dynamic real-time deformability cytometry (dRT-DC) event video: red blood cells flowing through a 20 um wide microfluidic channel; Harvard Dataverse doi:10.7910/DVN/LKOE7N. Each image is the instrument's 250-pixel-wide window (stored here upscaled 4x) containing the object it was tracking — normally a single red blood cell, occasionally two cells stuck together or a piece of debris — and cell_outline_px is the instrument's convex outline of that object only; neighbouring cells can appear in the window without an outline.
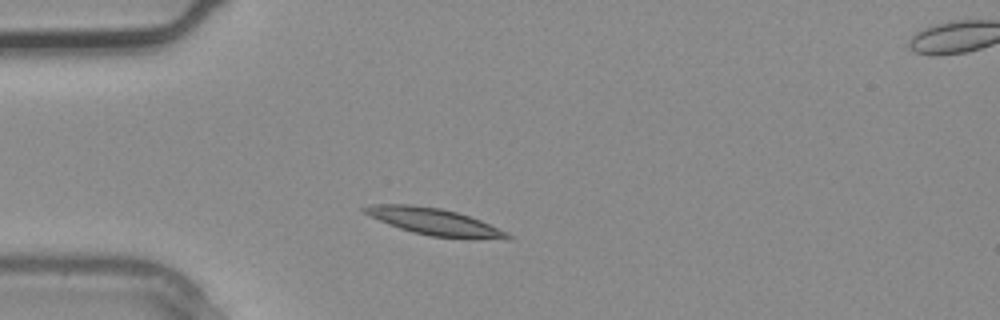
{"species": "common noctule bat (a hibernating species)", "species_latin": "Nyctalus noctula", "temperature_condition": "warm", "stored_images_in_passage": 3, "camera_frame_rate_fps": 3000, "um_per_image_px": 0.085, "animal": {"sex": "male", "body_mass_g": 20.4}, "frame": {"image": 1, "passage_image": 2, "time_ms": 0.333, "image_size_px": [1000, 320], "cell_outline_px": [[516, 236], [512, 240], [508, 240], [432, 236], [412, 232], [388, 224], [364, 212], [360, 208], [372, 204], [412, 204], [440, 208], [456, 212], [480, 220], [508, 232]], "centroid_in_image_um": [36.99, 18.85], "position_along_channel_um": 48.0, "area_um2": 22.25}}